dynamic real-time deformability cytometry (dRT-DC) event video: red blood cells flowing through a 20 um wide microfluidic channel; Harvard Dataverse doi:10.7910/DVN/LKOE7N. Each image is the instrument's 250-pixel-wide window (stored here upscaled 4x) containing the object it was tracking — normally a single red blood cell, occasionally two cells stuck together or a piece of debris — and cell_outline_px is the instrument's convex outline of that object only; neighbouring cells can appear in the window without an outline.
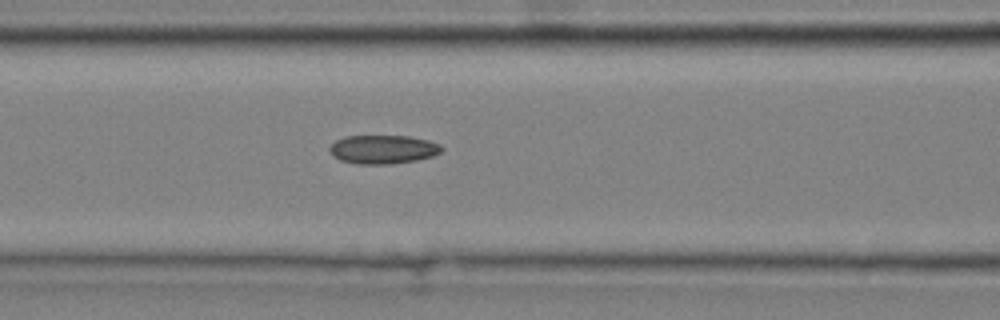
{"species": "common noctule bat (a hibernating species)", "species_latin": "Nyctalus noctula", "temperature_condition": "cold", "stored_images_in_passage": 5, "camera_frame_rate_fps": 3000, "um_per_image_px": 0.085, "animal": {"sex": "male", "body_mass_g": 20.4}, "frame": {"image": 1, "passage_image": 5, "time_ms": 1.333, "image_size_px": [1000, 320], "cell_outline_px": [[444, 148], [440, 152], [432, 156], [416, 160], [392, 164], [356, 164], [340, 160], [332, 156], [328, 148], [336, 140], [344, 136], [408, 136], [428, 140], [440, 144]], "centroid_in_image_um": [32.54, 12.7], "position_along_channel_um": 134.1, "area_um2": 18.84}}